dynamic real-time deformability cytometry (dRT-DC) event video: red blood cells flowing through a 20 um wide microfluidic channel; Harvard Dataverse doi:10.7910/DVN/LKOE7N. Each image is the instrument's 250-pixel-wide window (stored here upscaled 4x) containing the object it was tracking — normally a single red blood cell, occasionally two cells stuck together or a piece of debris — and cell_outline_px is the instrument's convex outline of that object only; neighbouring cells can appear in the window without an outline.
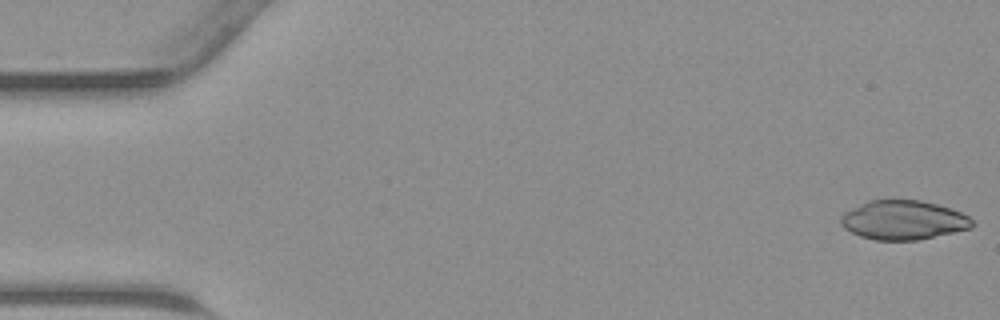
{"species": "common noctule bat (a hibernating species)", "species_latin": "Nyctalus noctula", "temperature_condition": "warm", "stored_images_in_passage": 43, "camera_frame_rate_fps": 3000, "um_per_image_px": 0.085, "animal": {"sex": "male", "body_mass_g": 23.1, "forearm_length_mm": 52.7}, "frame": {"image": 1, "passage_image": 1, "time_ms": 0.0, "image_size_px": [1000, 320], "cell_outline_px": [[976, 224], [972, 228], [916, 240], [876, 240], [860, 236], [844, 228], [840, 224], [840, 216], [844, 212], [868, 200], [920, 200], [952, 208], [968, 216]], "centroid_in_image_um": [76.78, 18.7], "position_along_channel_um": 8.2, "area_um2": 30.0}}